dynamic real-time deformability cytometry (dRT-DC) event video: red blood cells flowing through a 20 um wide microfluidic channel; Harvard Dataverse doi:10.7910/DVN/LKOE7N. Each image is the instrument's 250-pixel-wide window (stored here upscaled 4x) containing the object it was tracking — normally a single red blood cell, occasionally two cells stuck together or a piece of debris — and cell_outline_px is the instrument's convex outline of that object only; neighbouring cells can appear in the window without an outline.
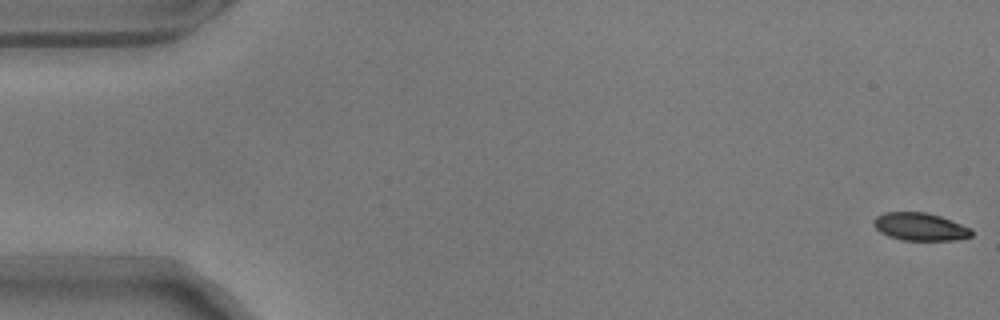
{"species": "common noctule bat (a hibernating species)", "species_latin": "Nyctalus noctula", "temperature_condition": "warm", "stored_images_in_passage": 7, "camera_frame_rate_fps": 3000, "um_per_image_px": 0.085, "animal": {"sex": "male", "body_mass_g": 17.9}, "frame": {"image": 1, "passage_image": 1, "time_ms": 0.0, "image_size_px": [1000, 320], "cell_outline_px": [[972, 236], [952, 240], [900, 240], [888, 236], [880, 232], [872, 224], [872, 220], [876, 216], [884, 212], [928, 212], [940, 216], [972, 228]], "centroid_in_image_um": [78.17, 19.26], "position_along_channel_um": 6.8, "area_um2": 15.95}}